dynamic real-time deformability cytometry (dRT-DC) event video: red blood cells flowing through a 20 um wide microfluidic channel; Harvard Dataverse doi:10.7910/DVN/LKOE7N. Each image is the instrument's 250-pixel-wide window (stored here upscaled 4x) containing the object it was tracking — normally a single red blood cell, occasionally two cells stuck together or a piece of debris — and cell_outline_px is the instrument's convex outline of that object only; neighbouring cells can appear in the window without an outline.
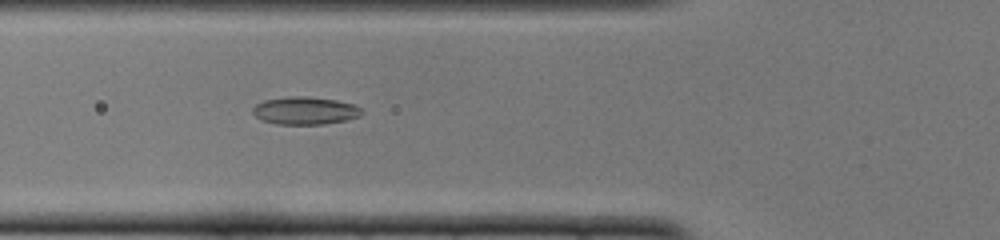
{"species": "common noctule bat (a hibernating species)", "species_latin": "Nyctalus noctula", "temperature_condition": "cold", "stored_images_in_passage": 42, "camera_frame_rate_fps": 3000, "um_per_image_px": 0.085, "animal": {"sex": "female", "body_mass_g": 22.0, "forearm_length_mm": 56.7}, "frame": {"image": 1, "passage_image": 9, "time_ms": 2.667, "image_size_px": [1000, 240], "cell_outline_px": [[364, 112], [360, 116], [344, 120], [324, 124], [276, 124], [260, 120], [252, 112], [252, 108], [256, 104], [264, 100], [288, 96], [308, 96], [336, 100], [356, 104]], "centroid_in_image_um": [25.92, 9.4], "position_along_channel_um": 99.9, "area_um2": 17.74}}
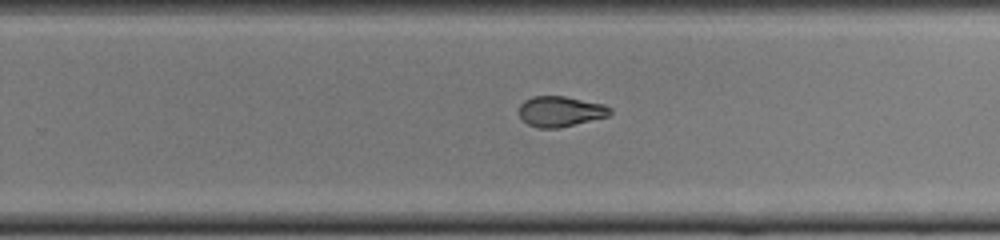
{"frame": {"image": 2, "passage_image": 23, "time_ms": 7.333, "image_size_px": [1000, 240], "cell_outline_px": [[612, 112], [608, 116], [556, 128], [540, 128], [528, 124], [520, 116], [520, 104], [524, 100], [532, 96], [564, 96], [604, 104], [612, 108]], "centroid_in_image_um": [47.64, 9.45], "position_along_channel_um": 282.2, "area_um2": 15.95}}
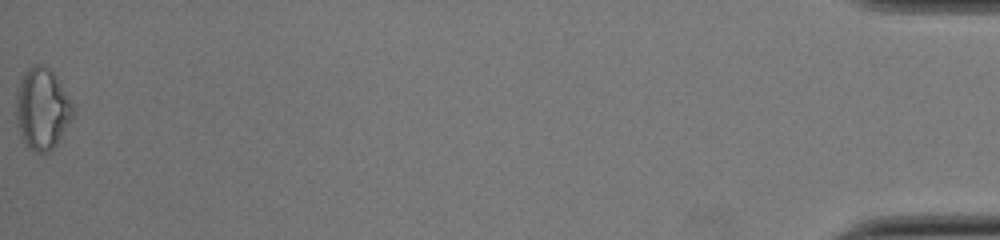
{"frame": {"image": 3, "passage_image": 42, "time_ms": 13.667, "image_size_px": [1000, 240], "cell_outline_px": [[72, 116], [56, 144], [48, 152], [36, 152], [24, 144], [20, 136], [16, 124], [16, 88], [20, 76], [32, 64], [40, 64], [48, 68], [56, 76], [72, 100]], "centroid_in_image_um": [3.53, 9.21], "position_along_channel_um": 431.7, "area_um2": 27.11}, "authors_computed_cell_mechanics": {"area_um2": 17.34, "velocity_mm_per_s": 3.9075, "shape_relaxation_time_tau1_ms": null, "shape_relaxation_time_tau2_ms": 1.6012, "deformation_change_tau1": null, "deformation_change_tau2": 0.0787}}